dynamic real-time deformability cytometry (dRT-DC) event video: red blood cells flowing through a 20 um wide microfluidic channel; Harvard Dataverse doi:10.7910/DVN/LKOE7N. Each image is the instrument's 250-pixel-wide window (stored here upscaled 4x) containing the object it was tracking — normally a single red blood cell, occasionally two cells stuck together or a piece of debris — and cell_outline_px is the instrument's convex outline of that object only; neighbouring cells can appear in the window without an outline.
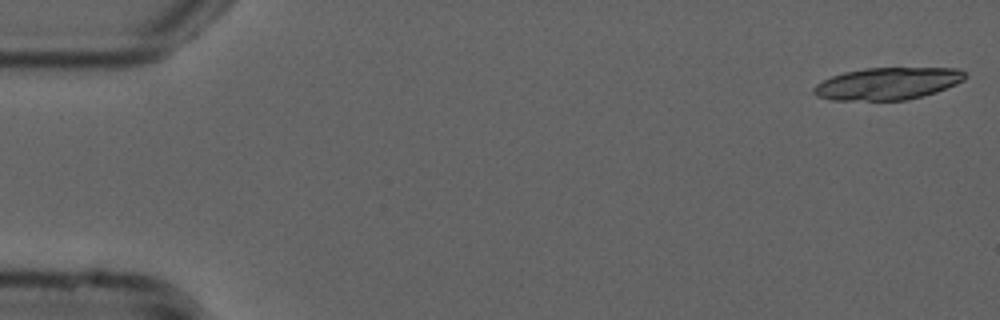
{"species": "common noctule bat (a hibernating species)", "species_latin": "Nyctalus noctula", "temperature_condition": "cold", "stored_images_in_passage": 17, "camera_frame_rate_fps": 3000, "um_per_image_px": 0.085, "animal": {"sex": "male", "forearm_length_mm": 52.5}, "frame": {"image": 1, "passage_image": 1, "time_ms": 0.0, "image_size_px": [1000, 320], "cell_outline_px": [[968, 76], [964, 80], [956, 84], [936, 92], [908, 100], [832, 100], [816, 96], [812, 92], [812, 88], [816, 84], [832, 76], [844, 72], [864, 68], [960, 68]], "centroid_in_image_um": [75.45, 7.1], "position_along_channel_um": 9.6, "area_um2": 28.5}}